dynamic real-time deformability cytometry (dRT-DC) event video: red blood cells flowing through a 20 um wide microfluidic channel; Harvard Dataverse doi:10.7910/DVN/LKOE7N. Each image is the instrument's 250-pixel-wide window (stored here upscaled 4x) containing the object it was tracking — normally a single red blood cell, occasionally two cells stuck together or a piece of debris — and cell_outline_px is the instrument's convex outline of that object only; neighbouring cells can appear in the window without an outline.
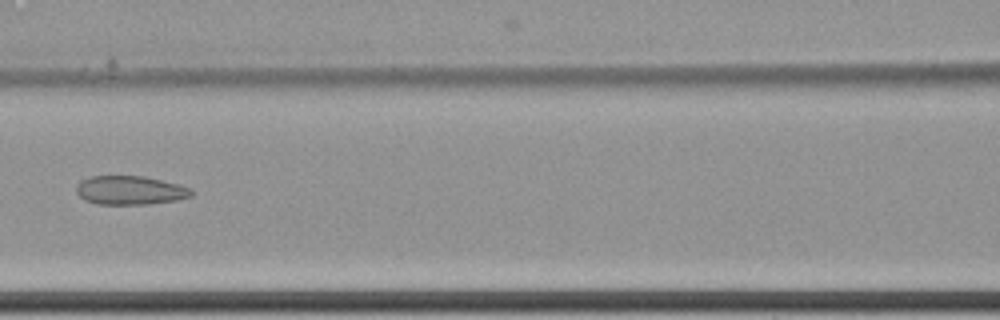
{"species": "common noctule bat (a hibernating species)", "species_latin": "Nyctalus noctula", "temperature_condition": "cold", "stored_images_in_passage": 9, "camera_frame_rate_fps": 3000, "um_per_image_px": 0.085, "animal": {"sex": "female", "body_mass_g": 22.7, "forearm_length_mm": 54.2}, "frame": {"image": 1, "passage_image": 8, "time_ms": 2.333, "image_size_px": [1000, 320], "cell_outline_px": [[192, 196], [176, 200], [148, 204], [96, 204], [84, 200], [76, 192], [76, 184], [80, 180], [88, 176], [144, 176], [192, 188]], "centroid_in_image_um": [11.01, 16.17], "position_along_channel_um": 155.6, "area_um2": 19.36}}
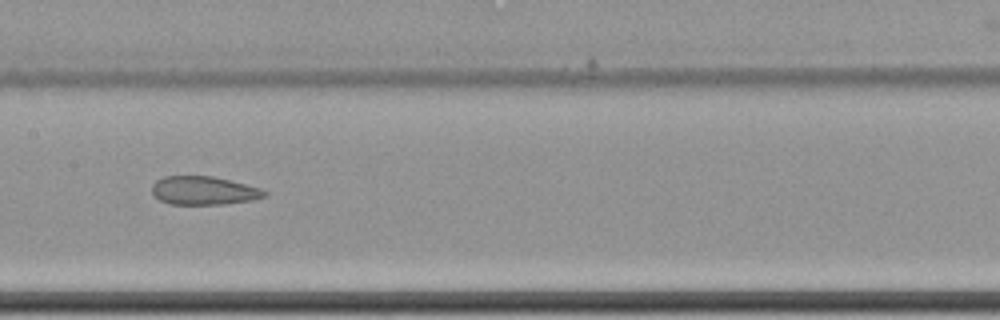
{"frame": {"image": 2, "passage_image": 9, "time_ms": 2.667, "image_size_px": [1000, 320], "cell_outline_px": [[268, 196], [252, 200], [224, 204], [168, 204], [160, 200], [152, 192], [152, 184], [156, 180], [164, 176], [212, 176], [260, 188], [268, 192]], "centroid_in_image_um": [17.32, 16.2], "position_along_channel_um": 190.1, "area_um2": 18.61}}